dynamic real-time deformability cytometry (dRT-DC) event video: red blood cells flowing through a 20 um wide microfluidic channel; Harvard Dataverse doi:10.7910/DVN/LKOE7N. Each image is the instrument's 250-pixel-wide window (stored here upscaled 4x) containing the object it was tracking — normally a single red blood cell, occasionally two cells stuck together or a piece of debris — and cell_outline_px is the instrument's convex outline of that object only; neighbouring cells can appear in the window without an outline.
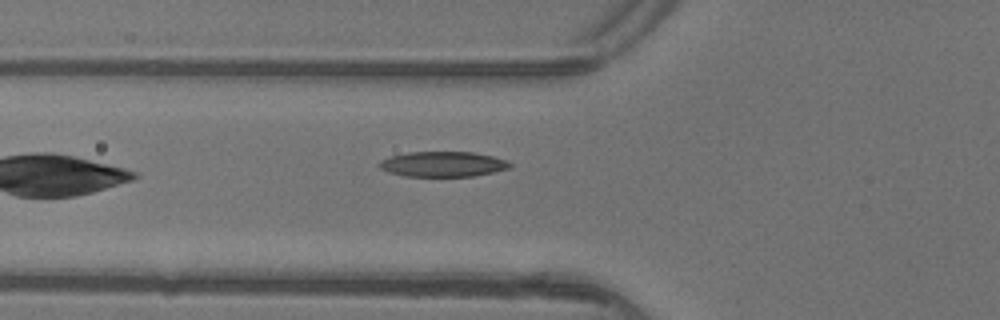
{"species": "common noctule bat (a hibernating species)", "species_latin": "Nyctalus noctula", "temperature_condition": "warm", "stored_images_in_passage": 5, "camera_frame_rate_fps": 3000, "um_per_image_px": 0.085, "animal": {"sex": "female"}, "frame": {"image": 1, "passage_image": 5, "time_ms": 1.333, "image_size_px": [1000, 320], "cell_outline_px": [[512, 164], [508, 168], [492, 172], [472, 176], [404, 176], [388, 172], [380, 168], [376, 164], [380, 160], [388, 156], [408, 152], [472, 152], [492, 156], [508, 160]], "centroid_in_image_um": [37.59, 13.94], "position_along_channel_um": 88.2, "area_um2": 19.25}}